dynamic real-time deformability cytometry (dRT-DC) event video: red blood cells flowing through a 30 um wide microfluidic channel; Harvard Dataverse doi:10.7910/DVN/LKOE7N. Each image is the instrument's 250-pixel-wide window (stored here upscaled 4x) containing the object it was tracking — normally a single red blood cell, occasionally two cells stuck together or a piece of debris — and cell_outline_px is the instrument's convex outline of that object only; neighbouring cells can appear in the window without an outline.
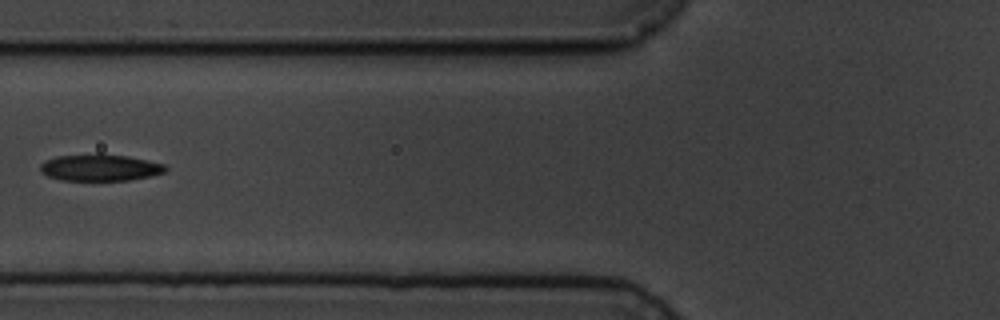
{"species": "common noctule bat (a hibernating species)", "species_latin": "Nyctalus noctula", "temperature_condition": "cold", "stored_images_in_passage": 7, "camera_frame_rate_fps": 3000, "um_per_image_px": 0.085, "animal": {"sex": "male", "body_mass_g": 19.5, "forearm_length_mm": 54.6}, "frame": {"image": 1, "passage_image": 7, "time_ms": 7.667, "image_size_px": [1000, 320], "cell_outline_px": [[168, 168], [164, 172], [148, 176], [128, 180], [60, 180], [48, 176], [40, 172], [40, 164], [56, 156], [96, 152], [100, 152], [128, 156], [164, 164]], "centroid_in_image_um": [8.46, 14.22], "position_along_channel_um": 117.3, "area_um2": 19.71}}